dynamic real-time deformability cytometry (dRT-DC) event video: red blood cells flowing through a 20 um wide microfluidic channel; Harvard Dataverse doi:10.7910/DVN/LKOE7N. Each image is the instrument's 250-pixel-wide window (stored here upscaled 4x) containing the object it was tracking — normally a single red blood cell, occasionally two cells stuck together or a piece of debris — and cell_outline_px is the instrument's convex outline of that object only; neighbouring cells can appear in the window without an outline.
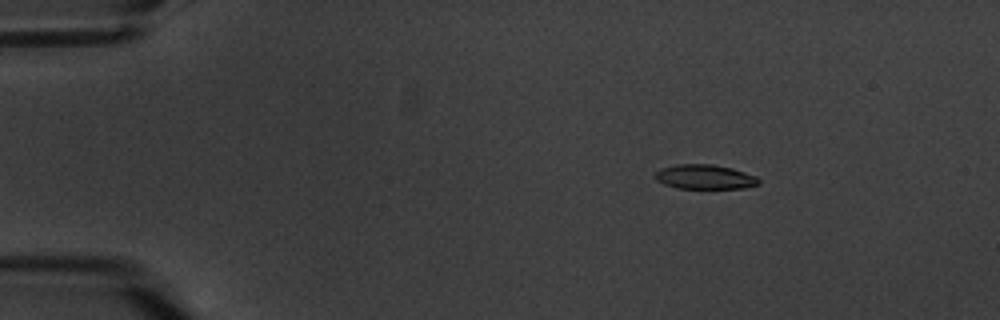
{"species": "common noctule bat (a hibernating species)", "species_latin": "Nyctalus noctula", "temperature_condition": "warm", "stored_images_in_passage": 6, "camera_frame_rate_fps": 3000, "um_per_image_px": 0.085, "animal": {"sex": "male", "body_mass_g": 20.1, "forearm_length_mm": 53.5}, "frame": {"image": 1, "passage_image": 3, "time_ms": 2.333, "image_size_px": [1000, 320], "cell_outline_px": [[760, 184], [740, 188], [676, 188], [664, 184], [656, 180], [656, 172], [660, 168], [676, 164], [712, 164], [732, 168], [756, 176], [760, 180]], "centroid_in_image_um": [59.9, 15.03], "position_along_channel_um": 25.1, "area_um2": 14.74}}